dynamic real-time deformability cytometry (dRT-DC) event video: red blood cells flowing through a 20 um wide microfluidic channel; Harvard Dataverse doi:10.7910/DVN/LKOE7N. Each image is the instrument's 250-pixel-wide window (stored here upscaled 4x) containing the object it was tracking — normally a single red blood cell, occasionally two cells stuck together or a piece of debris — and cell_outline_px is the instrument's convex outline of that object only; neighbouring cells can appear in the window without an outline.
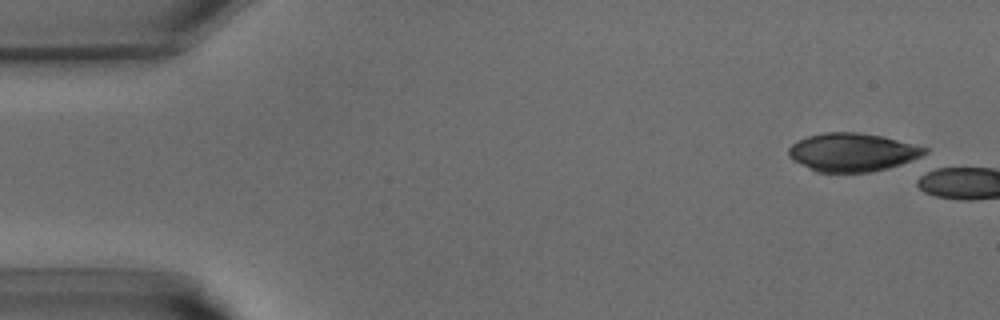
{"species": "common noctule bat (a hibernating species)", "species_latin": "Nyctalus noctula", "temperature_condition": "warm", "stored_images_in_passage": 1, "camera_frame_rate_fps": 3000, "um_per_image_px": 0.085, "animal": {"sex": "male", "body_mass_g": 15.6}, "frame": {"image": 1, "passage_image": 1, "time_ms": 0.0, "image_size_px": [1000, 320], "cell_outline_px": [[928, 152], [912, 160], [888, 168], [872, 172], [816, 172], [792, 160], [788, 156], [788, 148], [792, 144], [808, 136], [824, 132], [860, 132], [880, 136], [928, 148]], "centroid_in_image_um": [72.42, 12.95], "position_along_channel_um": 12.6, "area_um2": 30.23}}